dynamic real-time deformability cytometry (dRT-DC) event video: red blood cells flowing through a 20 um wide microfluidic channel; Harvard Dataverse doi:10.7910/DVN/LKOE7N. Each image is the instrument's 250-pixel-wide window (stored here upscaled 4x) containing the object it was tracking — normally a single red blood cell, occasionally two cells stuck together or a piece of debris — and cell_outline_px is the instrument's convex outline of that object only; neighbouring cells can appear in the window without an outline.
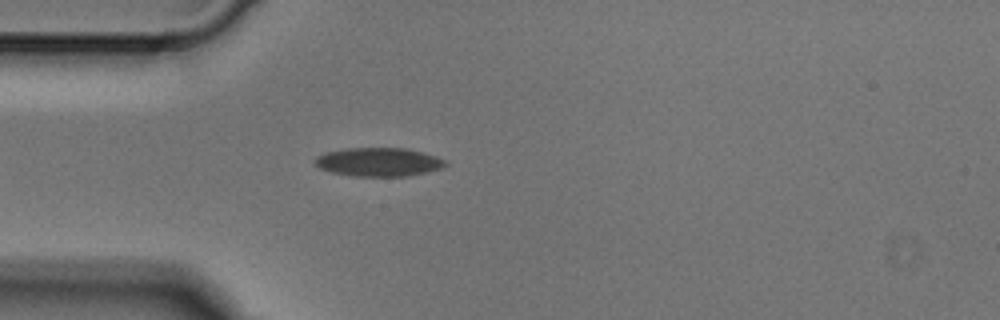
{"species": "Egyptian fruit bat (a non-hibernating species)", "species_latin": "Rousettus aegyptiacus", "temperature_condition": "cold", "stored_images_in_passage": 2, "camera_frame_rate_fps": 3000, "um_per_image_px": 0.085, "animal": {"sex": "male"}, "frame": {"image": 1, "passage_image": 2, "time_ms": 0.333, "image_size_px": [1000, 320], "cell_outline_px": [[448, 164], [440, 168], [408, 176], [352, 176], [332, 172], [320, 168], [312, 160], [316, 156], [324, 152], [348, 148], [408, 148], [436, 156], [444, 160]], "centroid_in_image_um": [32.14, 13.76], "position_along_channel_um": 52.9, "area_um2": 21.73}}